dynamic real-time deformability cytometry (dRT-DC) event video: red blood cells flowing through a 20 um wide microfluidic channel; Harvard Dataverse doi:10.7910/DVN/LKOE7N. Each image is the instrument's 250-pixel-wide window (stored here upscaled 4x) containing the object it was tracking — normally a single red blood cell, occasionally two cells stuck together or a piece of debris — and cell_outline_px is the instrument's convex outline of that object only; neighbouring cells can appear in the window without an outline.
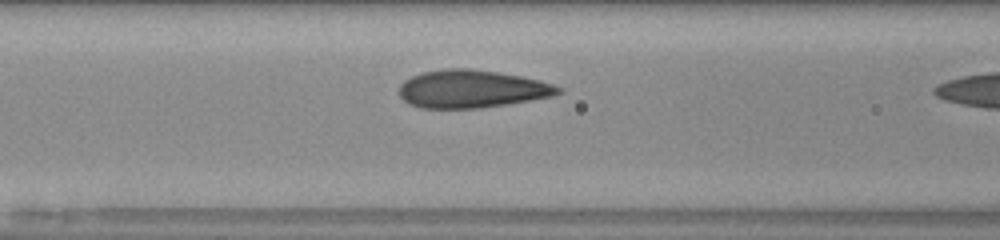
{"species": "human", "species_latin": "Homo sapiens", "temperature_condition": "room temperature", "stored_images_in_passage": 9, "camera_frame_rate_fps": 3000, "um_per_image_px": 0.085, "donor": {"sex": "male"}, "frame": {"image": 1, "passage_image": 8, "time_ms": 2.333, "image_size_px": [1000, 240], "cell_outline_px": [[560, 92], [552, 96], [508, 104], [480, 108], [420, 108], [408, 104], [400, 96], [400, 84], [404, 80], [412, 76], [424, 72], [444, 68], [468, 68], [496, 72], [520, 76], [540, 80], [552, 84], [560, 88]], "centroid_in_image_um": [40.06, 7.56], "position_along_channel_um": 126.5, "area_um2": 34.91}}